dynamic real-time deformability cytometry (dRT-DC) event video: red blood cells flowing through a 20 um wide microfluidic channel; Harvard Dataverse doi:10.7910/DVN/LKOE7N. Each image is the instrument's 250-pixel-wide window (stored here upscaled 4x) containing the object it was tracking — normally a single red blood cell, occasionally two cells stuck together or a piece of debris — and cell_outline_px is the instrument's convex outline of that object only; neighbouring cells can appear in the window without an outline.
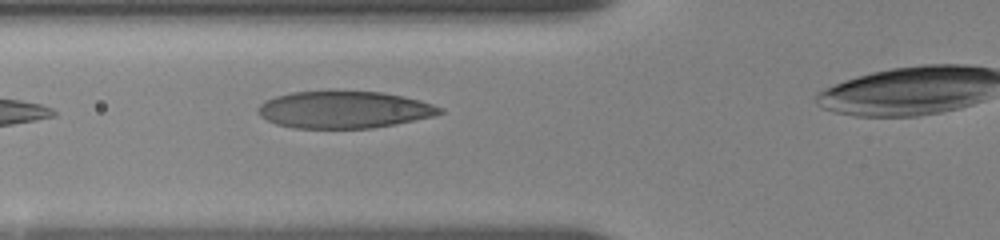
{"species": "human", "species_latin": "Homo sapiens", "temperature_condition": "room temperature", "stored_images_in_passage": 33, "camera_frame_rate_fps": 3000, "um_per_image_px": 0.085, "donor": {"sex": "female"}, "frame": {"image": 1, "passage_image": 5, "time_ms": 0.667, "image_size_px": [1000, 240], "cell_outline_px": [[444, 112], [432, 116], [372, 128], [292, 128], [276, 124], [260, 116], [256, 112], [256, 108], [264, 100], [276, 96], [292, 92], [328, 88], [332, 88], [380, 92], [404, 96], [420, 100], [444, 108]], "centroid_in_image_um": [29.18, 9.27], "position_along_channel_um": 96.6, "area_um2": 40.29}}
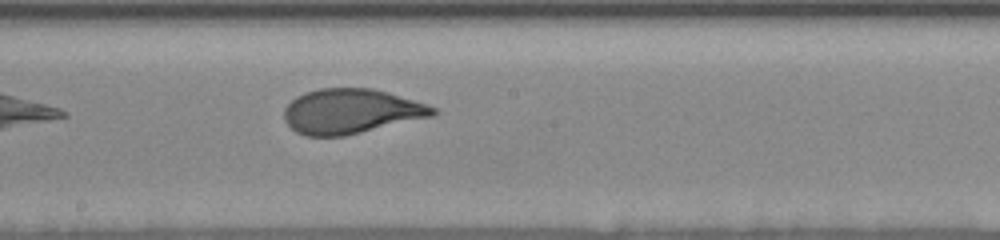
{"frame": {"image": 2, "passage_image": 15, "time_ms": 4.0, "image_size_px": [1000, 240], "cell_outline_px": [[440, 112], [436, 116], [344, 136], [308, 136], [296, 132], [284, 120], [284, 108], [296, 96], [304, 92], [320, 88], [372, 88], [388, 92], [428, 104], [436, 108]], "centroid_in_image_um": [29.88, 9.46], "position_along_channel_um": 218.3, "area_um2": 39.19}}
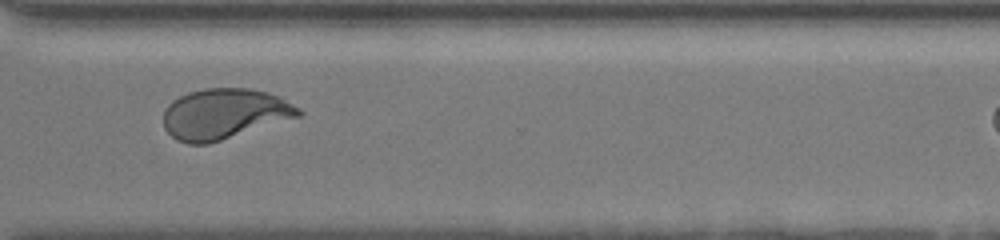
{"frame": {"image": 3, "passage_image": 32, "time_ms": 7.667, "image_size_px": [1000, 240], "cell_outline_px": [[304, 112], [300, 116], [208, 144], [188, 144], [176, 140], [164, 128], [164, 112], [168, 104], [172, 100], [188, 92], [204, 88], [248, 88], [268, 92], [280, 96], [300, 108]], "centroid_in_image_um": [19.07, 9.67], "position_along_channel_um": 351.5, "area_um2": 39.82}}